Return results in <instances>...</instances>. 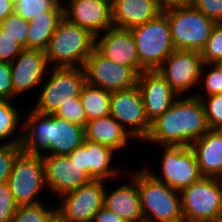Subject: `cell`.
Instances as JSON below:
<instances>
[{"instance_id": "bcb514c9", "label": "cell", "mask_w": 222, "mask_h": 222, "mask_svg": "<svg viewBox=\"0 0 222 222\" xmlns=\"http://www.w3.org/2000/svg\"><path fill=\"white\" fill-rule=\"evenodd\" d=\"M215 222H222V215Z\"/></svg>"}, {"instance_id": "ee69618b", "label": "cell", "mask_w": 222, "mask_h": 222, "mask_svg": "<svg viewBox=\"0 0 222 222\" xmlns=\"http://www.w3.org/2000/svg\"><path fill=\"white\" fill-rule=\"evenodd\" d=\"M45 222H70L58 209L52 210Z\"/></svg>"}, {"instance_id": "ffe728a7", "label": "cell", "mask_w": 222, "mask_h": 222, "mask_svg": "<svg viewBox=\"0 0 222 222\" xmlns=\"http://www.w3.org/2000/svg\"><path fill=\"white\" fill-rule=\"evenodd\" d=\"M113 27L130 29L155 19L162 11L156 0H111Z\"/></svg>"}, {"instance_id": "e575fe53", "label": "cell", "mask_w": 222, "mask_h": 222, "mask_svg": "<svg viewBox=\"0 0 222 222\" xmlns=\"http://www.w3.org/2000/svg\"><path fill=\"white\" fill-rule=\"evenodd\" d=\"M18 207L8 183L0 184V222H10Z\"/></svg>"}, {"instance_id": "1f68e13d", "label": "cell", "mask_w": 222, "mask_h": 222, "mask_svg": "<svg viewBox=\"0 0 222 222\" xmlns=\"http://www.w3.org/2000/svg\"><path fill=\"white\" fill-rule=\"evenodd\" d=\"M195 96L201 99L209 129L222 130V94L209 95L207 101Z\"/></svg>"}, {"instance_id": "7dc6e473", "label": "cell", "mask_w": 222, "mask_h": 222, "mask_svg": "<svg viewBox=\"0 0 222 222\" xmlns=\"http://www.w3.org/2000/svg\"><path fill=\"white\" fill-rule=\"evenodd\" d=\"M57 1H58V3H59L60 5H63L62 2H61L60 0H57Z\"/></svg>"}, {"instance_id": "7a4b0ae2", "label": "cell", "mask_w": 222, "mask_h": 222, "mask_svg": "<svg viewBox=\"0 0 222 222\" xmlns=\"http://www.w3.org/2000/svg\"><path fill=\"white\" fill-rule=\"evenodd\" d=\"M177 97L163 115L151 122L146 141L190 147L209 130L201 99L195 95L180 100Z\"/></svg>"}, {"instance_id": "ba28073f", "label": "cell", "mask_w": 222, "mask_h": 222, "mask_svg": "<svg viewBox=\"0 0 222 222\" xmlns=\"http://www.w3.org/2000/svg\"><path fill=\"white\" fill-rule=\"evenodd\" d=\"M45 84L36 107V112L55 114L62 106L80 97L82 87L86 83L83 67H56Z\"/></svg>"}, {"instance_id": "f6af8a7d", "label": "cell", "mask_w": 222, "mask_h": 222, "mask_svg": "<svg viewBox=\"0 0 222 222\" xmlns=\"http://www.w3.org/2000/svg\"><path fill=\"white\" fill-rule=\"evenodd\" d=\"M213 65H215L222 72V59L217 60Z\"/></svg>"}, {"instance_id": "7bdbcfd3", "label": "cell", "mask_w": 222, "mask_h": 222, "mask_svg": "<svg viewBox=\"0 0 222 222\" xmlns=\"http://www.w3.org/2000/svg\"><path fill=\"white\" fill-rule=\"evenodd\" d=\"M13 12V0H0V22Z\"/></svg>"}, {"instance_id": "d4e9b609", "label": "cell", "mask_w": 222, "mask_h": 222, "mask_svg": "<svg viewBox=\"0 0 222 222\" xmlns=\"http://www.w3.org/2000/svg\"><path fill=\"white\" fill-rule=\"evenodd\" d=\"M86 148V173L93 180H103L117 176V170L110 167L113 149L84 139L83 144Z\"/></svg>"}, {"instance_id": "9a60e30c", "label": "cell", "mask_w": 222, "mask_h": 222, "mask_svg": "<svg viewBox=\"0 0 222 222\" xmlns=\"http://www.w3.org/2000/svg\"><path fill=\"white\" fill-rule=\"evenodd\" d=\"M68 2V7H64V17L71 23L89 30L95 35V39L99 37V33L113 27L111 0H69Z\"/></svg>"}, {"instance_id": "8992f818", "label": "cell", "mask_w": 222, "mask_h": 222, "mask_svg": "<svg viewBox=\"0 0 222 222\" xmlns=\"http://www.w3.org/2000/svg\"><path fill=\"white\" fill-rule=\"evenodd\" d=\"M168 20L175 50L201 52L216 23L191 5L162 12Z\"/></svg>"}, {"instance_id": "603a6c76", "label": "cell", "mask_w": 222, "mask_h": 222, "mask_svg": "<svg viewBox=\"0 0 222 222\" xmlns=\"http://www.w3.org/2000/svg\"><path fill=\"white\" fill-rule=\"evenodd\" d=\"M85 139L112 148L114 151L125 146L129 129H125L111 115L92 119L84 127Z\"/></svg>"}, {"instance_id": "30bf717a", "label": "cell", "mask_w": 222, "mask_h": 222, "mask_svg": "<svg viewBox=\"0 0 222 222\" xmlns=\"http://www.w3.org/2000/svg\"><path fill=\"white\" fill-rule=\"evenodd\" d=\"M83 68L88 84L110 92L133 88L138 82L139 75L131 67L107 59L96 49L86 59Z\"/></svg>"}, {"instance_id": "83f0119b", "label": "cell", "mask_w": 222, "mask_h": 222, "mask_svg": "<svg viewBox=\"0 0 222 222\" xmlns=\"http://www.w3.org/2000/svg\"><path fill=\"white\" fill-rule=\"evenodd\" d=\"M0 29L12 37L21 47L28 49L29 21L15 12L0 22Z\"/></svg>"}, {"instance_id": "5b68a950", "label": "cell", "mask_w": 222, "mask_h": 222, "mask_svg": "<svg viewBox=\"0 0 222 222\" xmlns=\"http://www.w3.org/2000/svg\"><path fill=\"white\" fill-rule=\"evenodd\" d=\"M130 30L136 44L140 74L143 71L158 70L175 50L168 20L163 13L151 21L130 28Z\"/></svg>"}, {"instance_id": "9c48e42d", "label": "cell", "mask_w": 222, "mask_h": 222, "mask_svg": "<svg viewBox=\"0 0 222 222\" xmlns=\"http://www.w3.org/2000/svg\"><path fill=\"white\" fill-rule=\"evenodd\" d=\"M7 183L19 206L39 204L36 196L46 185L42 156L22 151L15 159Z\"/></svg>"}, {"instance_id": "74e56055", "label": "cell", "mask_w": 222, "mask_h": 222, "mask_svg": "<svg viewBox=\"0 0 222 222\" xmlns=\"http://www.w3.org/2000/svg\"><path fill=\"white\" fill-rule=\"evenodd\" d=\"M13 96L10 63L0 61V100H11Z\"/></svg>"}, {"instance_id": "e0dca14e", "label": "cell", "mask_w": 222, "mask_h": 222, "mask_svg": "<svg viewBox=\"0 0 222 222\" xmlns=\"http://www.w3.org/2000/svg\"><path fill=\"white\" fill-rule=\"evenodd\" d=\"M145 114L149 122L163 115L175 101L177 95L165 78L157 71H143L138 76Z\"/></svg>"}, {"instance_id": "7402d4cb", "label": "cell", "mask_w": 222, "mask_h": 222, "mask_svg": "<svg viewBox=\"0 0 222 222\" xmlns=\"http://www.w3.org/2000/svg\"><path fill=\"white\" fill-rule=\"evenodd\" d=\"M123 184L107 194L105 190L104 207L117 214L126 222H144L138 186Z\"/></svg>"}, {"instance_id": "7c38bea8", "label": "cell", "mask_w": 222, "mask_h": 222, "mask_svg": "<svg viewBox=\"0 0 222 222\" xmlns=\"http://www.w3.org/2000/svg\"><path fill=\"white\" fill-rule=\"evenodd\" d=\"M110 115L124 125H130L129 133L142 141L148 136L151 123L146 117L143 98L136 85L127 90L111 92ZM134 127V128H133Z\"/></svg>"}, {"instance_id": "ab89813d", "label": "cell", "mask_w": 222, "mask_h": 222, "mask_svg": "<svg viewBox=\"0 0 222 222\" xmlns=\"http://www.w3.org/2000/svg\"><path fill=\"white\" fill-rule=\"evenodd\" d=\"M92 222H126V221L121 219L117 214L103 207L94 215Z\"/></svg>"}, {"instance_id": "cb8c5ba5", "label": "cell", "mask_w": 222, "mask_h": 222, "mask_svg": "<svg viewBox=\"0 0 222 222\" xmlns=\"http://www.w3.org/2000/svg\"><path fill=\"white\" fill-rule=\"evenodd\" d=\"M63 18L64 10H51L32 18L29 21L28 49L45 51Z\"/></svg>"}, {"instance_id": "3957f363", "label": "cell", "mask_w": 222, "mask_h": 222, "mask_svg": "<svg viewBox=\"0 0 222 222\" xmlns=\"http://www.w3.org/2000/svg\"><path fill=\"white\" fill-rule=\"evenodd\" d=\"M138 186L144 222H184L181 194L156 180L148 170L133 174Z\"/></svg>"}, {"instance_id": "277c9868", "label": "cell", "mask_w": 222, "mask_h": 222, "mask_svg": "<svg viewBox=\"0 0 222 222\" xmlns=\"http://www.w3.org/2000/svg\"><path fill=\"white\" fill-rule=\"evenodd\" d=\"M95 40V35L89 30L64 17L45 50L47 62H57L56 67H83L95 49ZM75 62L80 66L75 65Z\"/></svg>"}, {"instance_id": "6da1fadb", "label": "cell", "mask_w": 222, "mask_h": 222, "mask_svg": "<svg viewBox=\"0 0 222 222\" xmlns=\"http://www.w3.org/2000/svg\"><path fill=\"white\" fill-rule=\"evenodd\" d=\"M28 109L31 114L22 124L21 146L24 153L42 155L41 150H46L49 155L66 156L83 144L84 127L54 114Z\"/></svg>"}, {"instance_id": "d590c367", "label": "cell", "mask_w": 222, "mask_h": 222, "mask_svg": "<svg viewBox=\"0 0 222 222\" xmlns=\"http://www.w3.org/2000/svg\"><path fill=\"white\" fill-rule=\"evenodd\" d=\"M190 5L216 24L222 23V0H191Z\"/></svg>"}, {"instance_id": "2e32d148", "label": "cell", "mask_w": 222, "mask_h": 222, "mask_svg": "<svg viewBox=\"0 0 222 222\" xmlns=\"http://www.w3.org/2000/svg\"><path fill=\"white\" fill-rule=\"evenodd\" d=\"M41 156L44 163L46 185L59 196L76 190L92 180L68 155L47 154Z\"/></svg>"}, {"instance_id": "52a82bcc", "label": "cell", "mask_w": 222, "mask_h": 222, "mask_svg": "<svg viewBox=\"0 0 222 222\" xmlns=\"http://www.w3.org/2000/svg\"><path fill=\"white\" fill-rule=\"evenodd\" d=\"M180 193L184 222H215L222 215V179L202 177Z\"/></svg>"}, {"instance_id": "5bb4252c", "label": "cell", "mask_w": 222, "mask_h": 222, "mask_svg": "<svg viewBox=\"0 0 222 222\" xmlns=\"http://www.w3.org/2000/svg\"><path fill=\"white\" fill-rule=\"evenodd\" d=\"M105 184L103 180L89 183L60 197L63 203L57 209L70 222H92L94 215L104 207Z\"/></svg>"}, {"instance_id": "d6986e66", "label": "cell", "mask_w": 222, "mask_h": 222, "mask_svg": "<svg viewBox=\"0 0 222 222\" xmlns=\"http://www.w3.org/2000/svg\"><path fill=\"white\" fill-rule=\"evenodd\" d=\"M17 58L10 63L14 95L39 85L48 65L45 51L40 49H23Z\"/></svg>"}, {"instance_id": "f1b7e54d", "label": "cell", "mask_w": 222, "mask_h": 222, "mask_svg": "<svg viewBox=\"0 0 222 222\" xmlns=\"http://www.w3.org/2000/svg\"><path fill=\"white\" fill-rule=\"evenodd\" d=\"M10 141L11 142H6L7 144L0 146V184L7 182L15 159L23 151L21 135Z\"/></svg>"}, {"instance_id": "d6a6232c", "label": "cell", "mask_w": 222, "mask_h": 222, "mask_svg": "<svg viewBox=\"0 0 222 222\" xmlns=\"http://www.w3.org/2000/svg\"><path fill=\"white\" fill-rule=\"evenodd\" d=\"M52 209H47L42 203L35 205H20L10 222H45Z\"/></svg>"}, {"instance_id": "8d00e7d4", "label": "cell", "mask_w": 222, "mask_h": 222, "mask_svg": "<svg viewBox=\"0 0 222 222\" xmlns=\"http://www.w3.org/2000/svg\"><path fill=\"white\" fill-rule=\"evenodd\" d=\"M21 47L12 37L0 29V61L11 63L21 53Z\"/></svg>"}, {"instance_id": "ac0fdd59", "label": "cell", "mask_w": 222, "mask_h": 222, "mask_svg": "<svg viewBox=\"0 0 222 222\" xmlns=\"http://www.w3.org/2000/svg\"><path fill=\"white\" fill-rule=\"evenodd\" d=\"M95 49L107 59L131 67L138 75L140 63L134 36L130 29L111 27L95 40Z\"/></svg>"}, {"instance_id": "f35d334b", "label": "cell", "mask_w": 222, "mask_h": 222, "mask_svg": "<svg viewBox=\"0 0 222 222\" xmlns=\"http://www.w3.org/2000/svg\"><path fill=\"white\" fill-rule=\"evenodd\" d=\"M204 78L206 95L222 94V72L214 65Z\"/></svg>"}, {"instance_id": "8fae6325", "label": "cell", "mask_w": 222, "mask_h": 222, "mask_svg": "<svg viewBox=\"0 0 222 222\" xmlns=\"http://www.w3.org/2000/svg\"><path fill=\"white\" fill-rule=\"evenodd\" d=\"M165 150L161 163L164 180L148 171L156 180L181 192L203 177L191 147L169 145Z\"/></svg>"}, {"instance_id": "836d02e7", "label": "cell", "mask_w": 222, "mask_h": 222, "mask_svg": "<svg viewBox=\"0 0 222 222\" xmlns=\"http://www.w3.org/2000/svg\"><path fill=\"white\" fill-rule=\"evenodd\" d=\"M54 115L69 120L82 127H85L87 122L86 113L82 107L80 97L74 98L71 102L62 105Z\"/></svg>"}, {"instance_id": "44dd1931", "label": "cell", "mask_w": 222, "mask_h": 222, "mask_svg": "<svg viewBox=\"0 0 222 222\" xmlns=\"http://www.w3.org/2000/svg\"><path fill=\"white\" fill-rule=\"evenodd\" d=\"M190 147L202 176L222 179V130L209 129Z\"/></svg>"}, {"instance_id": "4316f807", "label": "cell", "mask_w": 222, "mask_h": 222, "mask_svg": "<svg viewBox=\"0 0 222 222\" xmlns=\"http://www.w3.org/2000/svg\"><path fill=\"white\" fill-rule=\"evenodd\" d=\"M14 12L25 20L43 15L51 10H64V5H60L57 0H13Z\"/></svg>"}, {"instance_id": "4dcf8cb0", "label": "cell", "mask_w": 222, "mask_h": 222, "mask_svg": "<svg viewBox=\"0 0 222 222\" xmlns=\"http://www.w3.org/2000/svg\"><path fill=\"white\" fill-rule=\"evenodd\" d=\"M10 101L0 100V140L9 138L19 124V113Z\"/></svg>"}, {"instance_id": "484cf974", "label": "cell", "mask_w": 222, "mask_h": 222, "mask_svg": "<svg viewBox=\"0 0 222 222\" xmlns=\"http://www.w3.org/2000/svg\"><path fill=\"white\" fill-rule=\"evenodd\" d=\"M80 100L85 110L87 121L110 115V91L86 82L82 87Z\"/></svg>"}, {"instance_id": "f546056e", "label": "cell", "mask_w": 222, "mask_h": 222, "mask_svg": "<svg viewBox=\"0 0 222 222\" xmlns=\"http://www.w3.org/2000/svg\"><path fill=\"white\" fill-rule=\"evenodd\" d=\"M200 55L206 65H212L217 60L222 59V23H218L212 28L210 37Z\"/></svg>"}, {"instance_id": "b9f144b4", "label": "cell", "mask_w": 222, "mask_h": 222, "mask_svg": "<svg viewBox=\"0 0 222 222\" xmlns=\"http://www.w3.org/2000/svg\"><path fill=\"white\" fill-rule=\"evenodd\" d=\"M158 8L163 12L172 8L188 6L191 0H156Z\"/></svg>"}, {"instance_id": "4fadbf2b", "label": "cell", "mask_w": 222, "mask_h": 222, "mask_svg": "<svg viewBox=\"0 0 222 222\" xmlns=\"http://www.w3.org/2000/svg\"><path fill=\"white\" fill-rule=\"evenodd\" d=\"M205 66L200 52L174 50L157 71L180 96L182 92H186L193 84L200 81Z\"/></svg>"}, {"instance_id": "60d3db41", "label": "cell", "mask_w": 222, "mask_h": 222, "mask_svg": "<svg viewBox=\"0 0 222 222\" xmlns=\"http://www.w3.org/2000/svg\"><path fill=\"white\" fill-rule=\"evenodd\" d=\"M68 156L80 169L86 172V148L83 145L75 148Z\"/></svg>"}]
</instances>
